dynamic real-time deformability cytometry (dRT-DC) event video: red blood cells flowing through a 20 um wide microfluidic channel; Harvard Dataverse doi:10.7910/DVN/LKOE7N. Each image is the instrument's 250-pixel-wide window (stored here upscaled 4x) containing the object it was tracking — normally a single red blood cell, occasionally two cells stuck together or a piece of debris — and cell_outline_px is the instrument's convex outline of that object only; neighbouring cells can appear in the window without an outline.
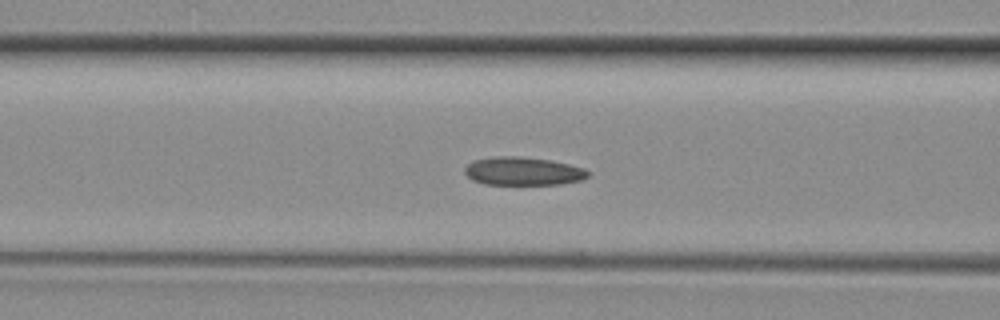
{"species": "common noctule bat (a hibernating species)", "species_latin": "Nyctalus noctula", "temperature_condition": "room temperature", "stored_images_in_passage": 41, "camera_frame_rate_fps": 3000, "um_per_image_px": 0.085, "animal": {"sex": "female", "body_mass_g": 29.2, "forearm_length_mm": 56.3}, "frame": {"image": 1, "passage_image": 16, "time_ms": 5.0, "image_size_px": [1000, 320], "cell_outline_px": [[592, 172], [584, 180], [560, 184], [484, 184], [472, 180], [464, 172], [464, 168], [468, 164], [476, 160], [496, 156], [520, 156], [548, 160], [568, 164], [584, 168]], "centroid_in_image_um": [44.49, 14.55], "position_along_channel_um": 122.1, "area_um2": 20.29}}
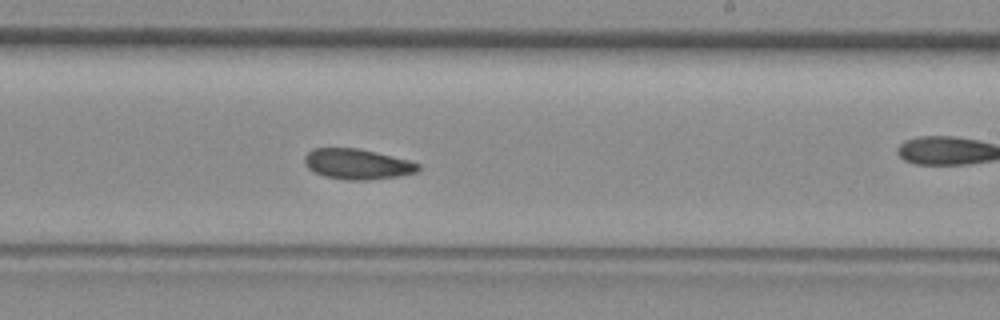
{"frame": {"image": 2, "passage_image": 24, "time_ms": 7.667, "image_size_px": [1000, 320], "cell_outline_px": [[420, 168], [416, 172], [400, 176], [368, 180], [348, 180], [324, 176], [308, 168], [304, 164], [304, 156], [312, 148], [360, 148], [408, 160], [420, 164]], "centroid_in_image_um": [30.36, 13.94], "position_along_channel_um": 258.6, "area_um2": 20.17}}
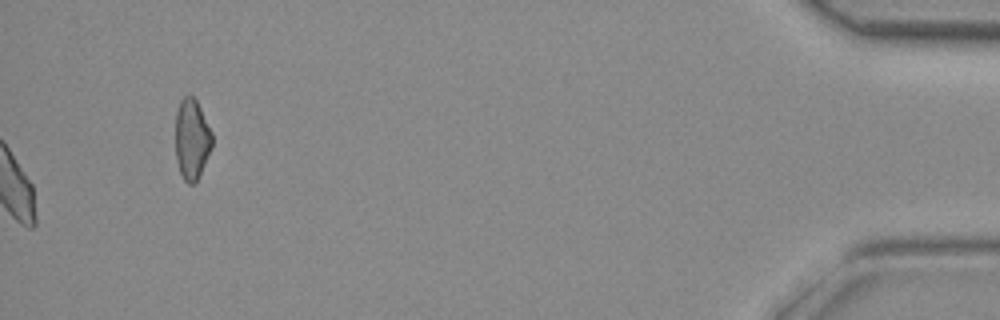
{"frame": {"image": 3, "passage_image": 41, "time_ms": 13.333, "image_size_px": [1000, 320], "cell_outline_px": [[212, 148], [200, 176], [192, 184], [188, 184], [184, 180], [180, 172], [176, 160], [176, 112], [180, 100], [184, 96], [192, 96], [196, 100], [212, 132]], "centroid_in_image_um": [16.31, 11.85], "position_along_channel_um": 418.9, "area_um2": 17.22}}